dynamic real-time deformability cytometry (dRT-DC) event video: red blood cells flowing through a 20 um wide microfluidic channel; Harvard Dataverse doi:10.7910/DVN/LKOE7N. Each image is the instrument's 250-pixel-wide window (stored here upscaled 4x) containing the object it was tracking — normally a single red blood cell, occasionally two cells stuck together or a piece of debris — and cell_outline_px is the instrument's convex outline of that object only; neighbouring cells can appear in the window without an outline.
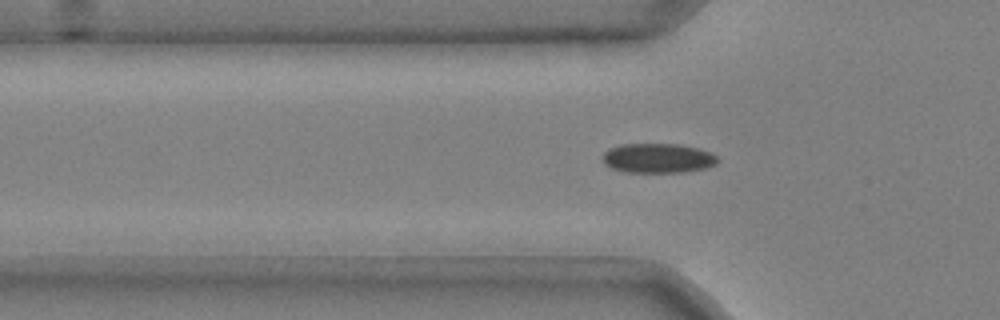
{"species": "common noctule bat (a hibernating species)", "species_latin": "Nyctalus noctula", "temperature_condition": "cold", "stored_images_in_passage": 34, "camera_frame_rate_fps": 3000, "um_per_image_px": 0.085, "animal": {"sex": "male", "body_mass_g": 20.4}, "frame": {"image": 1, "passage_image": 4, "time_ms": 1.0, "image_size_px": [1000, 320], "cell_outline_px": [[720, 160], [716, 164], [704, 168], [684, 172], [624, 172], [612, 168], [604, 164], [604, 152], [608, 148], [620, 144], [676, 144], [700, 148], [712, 152]], "centroid_in_image_um": [55.94, 13.44], "position_along_channel_um": 69.9, "area_um2": 19.94}}
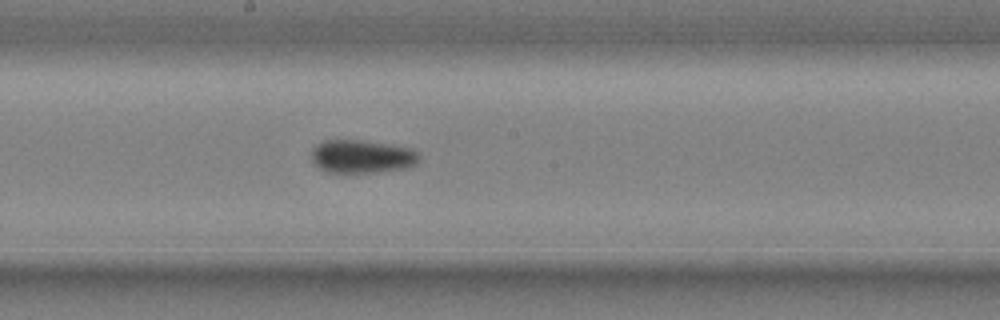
{"frame": {"image": 2, "passage_image": 16, "time_ms": 5.0, "image_size_px": [1000, 320], "cell_outline_px": [[420, 160], [416, 164], [404, 168], [376, 172], [328, 172], [320, 168], [312, 160], [312, 148], [316, 144], [324, 140], [364, 140], [412, 148], [420, 156]], "centroid_in_image_um": [30.77, 13.29], "position_along_channel_um": 217.4, "area_um2": 20.81}}
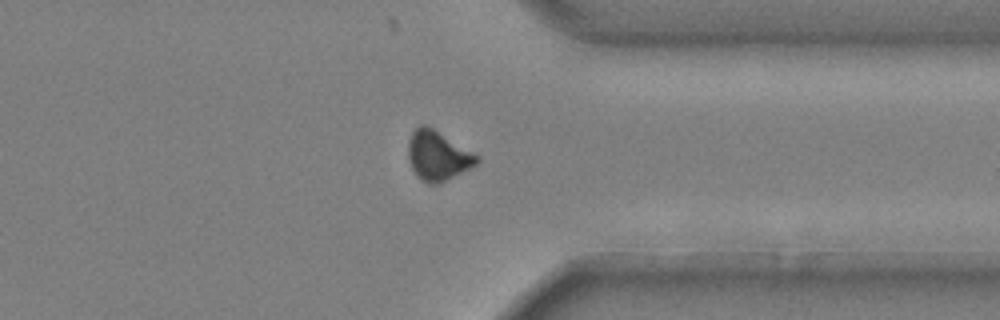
{"frame": {"image": 3, "passage_image": 29, "time_ms": 9.333, "image_size_px": [1000, 320], "cell_outline_px": [[480, 160], [476, 164], [436, 184], [428, 184], [420, 180], [412, 168], [408, 160], [408, 140], [412, 132], [420, 124], [424, 124], [432, 128], [480, 156]], "centroid_in_image_um": [37.17, 13.22], "position_along_channel_um": 374.2, "area_um2": 19.48}}